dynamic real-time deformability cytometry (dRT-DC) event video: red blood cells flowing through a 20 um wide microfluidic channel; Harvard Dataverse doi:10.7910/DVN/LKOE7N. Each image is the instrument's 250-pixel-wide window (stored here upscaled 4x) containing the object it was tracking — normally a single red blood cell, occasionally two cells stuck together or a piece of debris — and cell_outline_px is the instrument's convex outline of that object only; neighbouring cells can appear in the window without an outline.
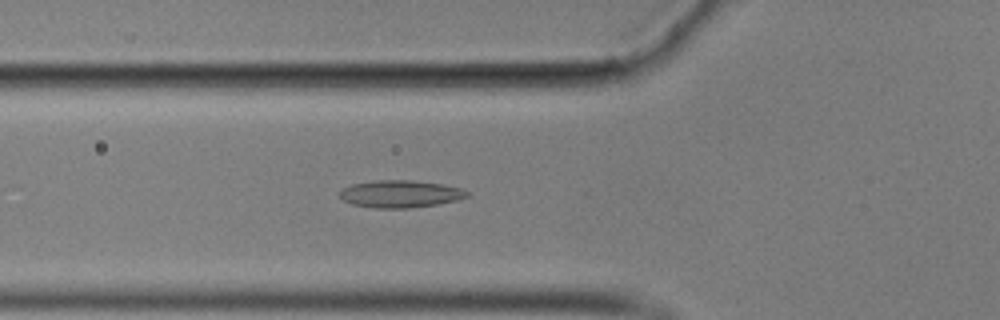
{"species": "common noctule bat (a hibernating species)", "species_latin": "Nyctalus noctula", "temperature_condition": "cold", "stored_images_in_passage": 56, "segment_of_instrument_passage": [1, 2], "camera_frame_rate_fps": 3000, "um_per_image_px": 0.085, "animal": {"sex": "male", "body_mass_g": 17.9}, "frame": {"image": 1, "passage_image": 19, "time_ms": 6.0, "image_size_px": [1000, 320], "cell_outline_px": [[468, 196], [456, 200], [436, 204], [408, 208], [376, 208], [352, 204], [344, 200], [340, 196], [340, 192], [344, 188], [352, 184], [376, 180], [412, 180], [444, 184], [460, 188], [468, 192]], "centroid_in_image_um": [34.03, 16.47], "position_along_channel_um": 91.8, "area_um2": 20.06}}
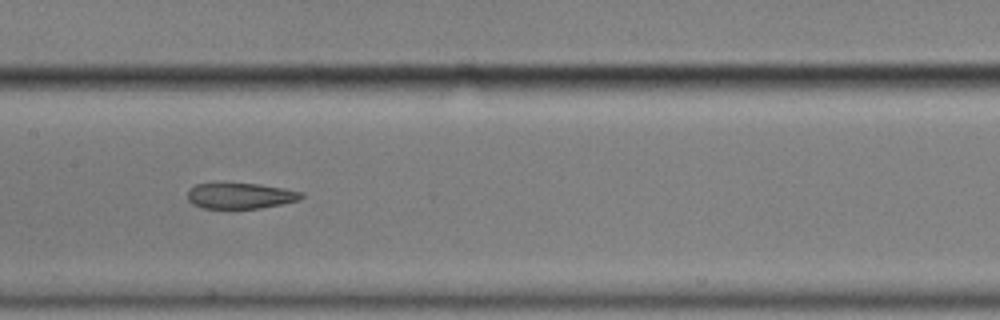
{"frame": {"image": 2, "passage_image": 27, "time_ms": 8.667, "image_size_px": [1000, 320], "cell_outline_px": [[304, 196], [300, 200], [260, 208], [204, 208], [192, 204], [188, 200], [188, 192], [196, 184], [260, 184], [284, 188], [304, 192]], "centroid_in_image_um": [20.48, 16.65], "position_along_channel_um": 186.9, "area_um2": 16.88}}
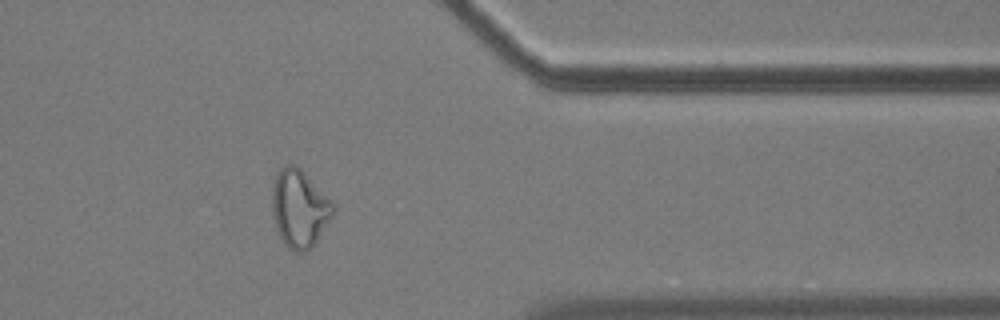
{"frame": {"image": 3, "passage_image": 45, "time_ms": 14.667, "image_size_px": [1000, 320], "cell_outline_px": [[332, 216], [316, 240], [304, 252], [296, 252], [288, 248], [284, 244], [276, 228], [272, 212], [272, 188], [276, 176], [280, 168], [284, 164], [292, 164], [300, 168], [332, 200]], "centroid_in_image_um": [25.42, 17.7], "position_along_channel_um": 386.0, "area_um2": 27.17}}